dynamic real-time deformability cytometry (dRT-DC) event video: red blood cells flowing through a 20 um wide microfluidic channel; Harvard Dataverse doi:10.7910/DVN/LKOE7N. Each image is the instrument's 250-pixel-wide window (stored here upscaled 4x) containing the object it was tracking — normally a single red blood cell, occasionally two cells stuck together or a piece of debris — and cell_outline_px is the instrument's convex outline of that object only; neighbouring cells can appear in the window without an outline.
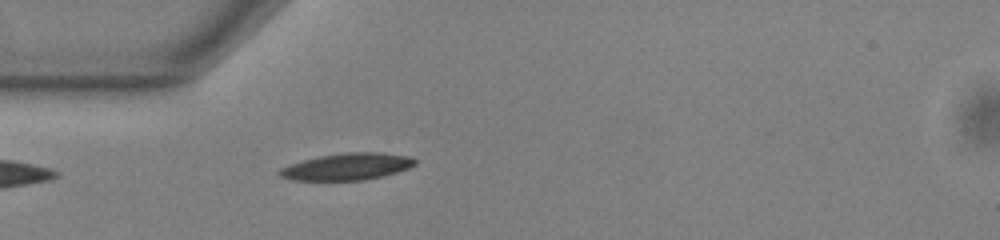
{"species": "common noctule bat (a hibernating species)", "species_latin": "Nyctalus noctula", "temperature_condition": "warm", "stored_images_in_passage": 34, "camera_frame_rate_fps": 3000, "um_per_image_px": 0.085, "animal": {"sex": "male", "body_mass_g": 13.0, "forearm_length_mm": 53.1}, "frame": {"image": 1, "passage_image": 1, "time_ms": 0.0, "image_size_px": [1000, 240], "cell_outline_px": [[416, 164], [408, 168], [396, 172], [364, 180], [292, 180], [280, 176], [276, 172], [280, 168], [288, 164], [320, 156], [344, 152], [380, 152], [412, 156], [416, 160]], "centroid_in_image_um": [29.49, 14.15], "position_along_channel_um": 55.5, "area_um2": 21.21}}
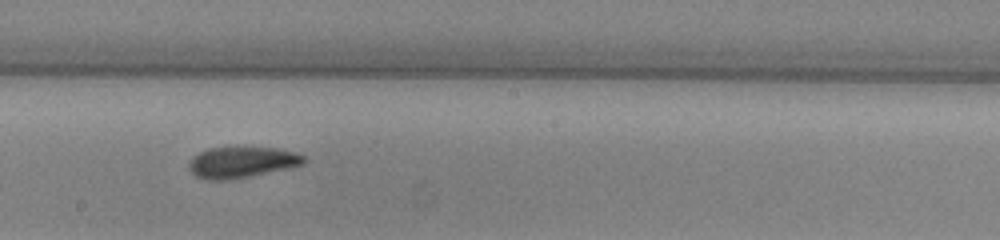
{"frame": {"image": 2, "passage_image": 15, "time_ms": 4.667, "image_size_px": [1000, 240], "cell_outline_px": [[308, 160], [304, 164], [288, 168], [228, 180], [208, 180], [196, 176], [188, 168], [188, 164], [192, 156], [208, 148], [276, 148], [296, 152], [308, 156]], "centroid_in_image_um": [20.58, 13.79], "position_along_channel_um": 227.6, "area_um2": 20.75}}
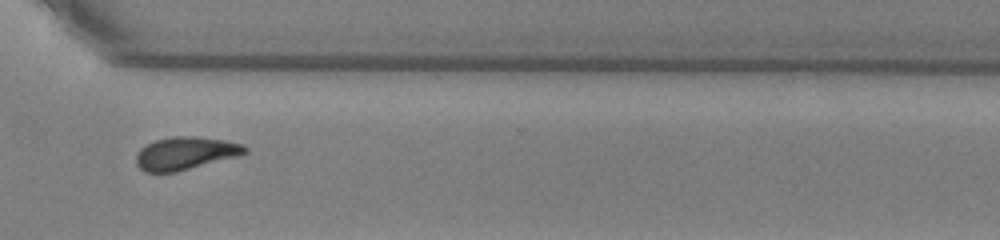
{"frame": {"image": 3, "passage_image": 25, "time_ms": 8.0, "image_size_px": [1000, 240], "cell_outline_px": [[248, 152], [240, 156], [176, 172], [144, 172], [136, 164], [136, 156], [140, 148], [156, 140], [172, 136], [196, 136], [224, 140], [244, 144], [248, 148]], "centroid_in_image_um": [15.8, 13.03], "position_along_channel_um": 354.8, "area_um2": 20.98}, "authors_computed_cell_mechanics": {"area_um2": 20.9236, "velocity_mm_per_s": 3.805, "shape_relaxation_time_tau1_ms": 4.1594, "shape_relaxation_time_tau2_ms": 3.5593, "deformation_change_tau1": 0.1438, "deformation_change_tau2": 0.1018}}